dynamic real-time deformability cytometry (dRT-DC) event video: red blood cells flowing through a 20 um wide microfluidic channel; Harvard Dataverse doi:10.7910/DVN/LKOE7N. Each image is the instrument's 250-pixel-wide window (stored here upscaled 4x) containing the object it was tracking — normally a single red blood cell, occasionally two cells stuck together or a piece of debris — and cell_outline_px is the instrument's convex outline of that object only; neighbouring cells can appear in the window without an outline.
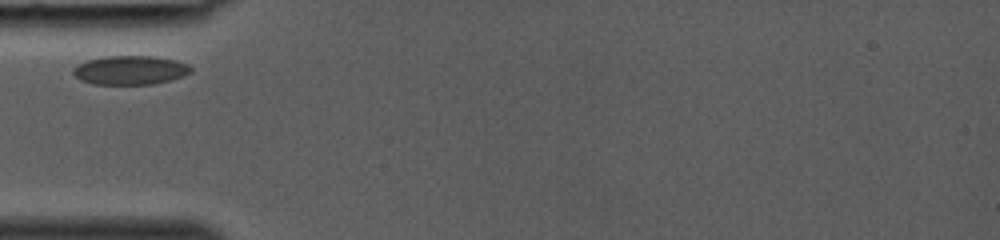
{"species": "common noctule bat (a hibernating species)", "species_latin": "Nyctalus noctula", "temperature_condition": "room temperature", "stored_images_in_passage": 4, "camera_frame_rate_fps": 3000, "um_per_image_px": 0.085, "animal": {"sex": "female", "body_mass_g": 19.0, "forearm_length_mm": 53.3}, "frame": {"image": 1, "passage_image": 1, "time_ms": 0.0, "image_size_px": [1000, 240], "cell_outline_px": [[192, 72], [184, 76], [152, 84], [92, 84], [80, 80], [72, 72], [72, 68], [88, 60], [104, 56], [156, 56], [176, 60], [188, 64], [192, 68]], "centroid_in_image_um": [11.08, 5.96], "position_along_channel_um": 73.9, "area_um2": 19.88}}
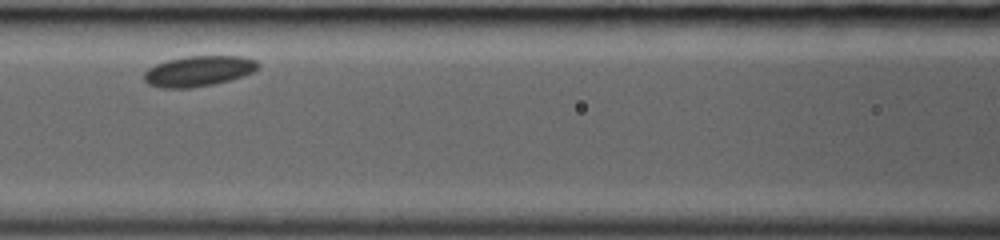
{"frame": {"image": 2, "passage_image": 3, "time_ms": 0.667, "image_size_px": [1000, 240], "cell_outline_px": [[260, 68], [244, 76], [212, 84], [192, 88], [160, 88], [148, 84], [144, 80], [144, 72], [148, 68], [156, 64], [168, 60], [188, 56], [244, 56], [256, 60], [260, 64]], "centroid_in_image_um": [16.89, 6.04], "position_along_channel_um": 149.7, "area_um2": 20.35}}
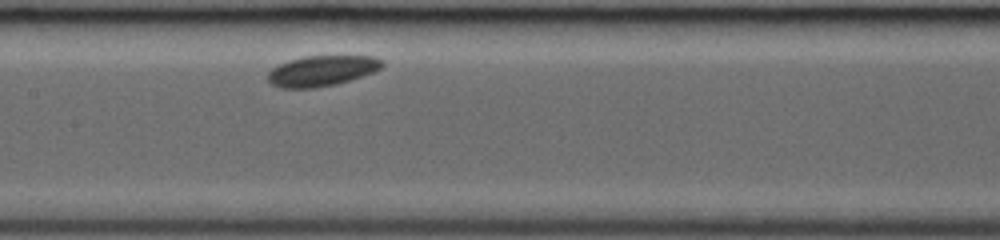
{"frame": {"image": 3, "passage_image": 4, "time_ms": 1.0, "image_size_px": [1000, 240], "cell_outline_px": [[384, 64], [380, 68], [372, 72], [336, 84], [312, 88], [280, 88], [272, 84], [268, 80], [268, 72], [272, 68], [288, 60], [304, 56], [372, 56], [384, 60]], "centroid_in_image_um": [27.33, 6.01], "position_along_channel_um": 180.1, "area_um2": 20.17}}